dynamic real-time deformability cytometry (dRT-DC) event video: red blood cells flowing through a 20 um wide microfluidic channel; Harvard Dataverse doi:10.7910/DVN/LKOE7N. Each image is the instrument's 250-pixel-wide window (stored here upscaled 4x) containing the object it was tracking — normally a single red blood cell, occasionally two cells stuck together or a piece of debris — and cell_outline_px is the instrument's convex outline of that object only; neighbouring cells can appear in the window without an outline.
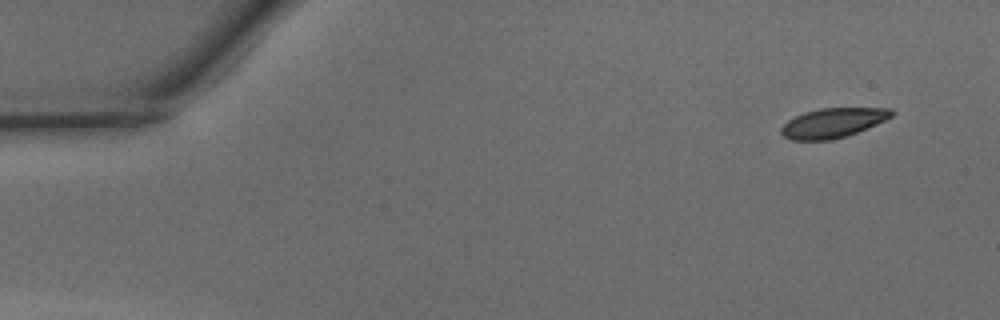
{"species": "common noctule bat (a hibernating species)", "species_latin": "Nyctalus noctula", "temperature_condition": "warm", "stored_images_in_passage": 46, "camera_frame_rate_fps": 3000, "um_per_image_px": 0.085, "animal": {"sex": "male", "body_mass_g": 15.6}, "frame": {"image": 1, "passage_image": 1, "time_ms": 0.0, "image_size_px": [1000, 320], "cell_outline_px": [[896, 112], [892, 116], [876, 124], [856, 132], [832, 140], [792, 140], [784, 136], [780, 132], [780, 128], [788, 120], [804, 112], [820, 108], [892, 108]], "centroid_in_image_um": [70.79, 10.43], "position_along_channel_um": 14.2, "area_um2": 18.9}}
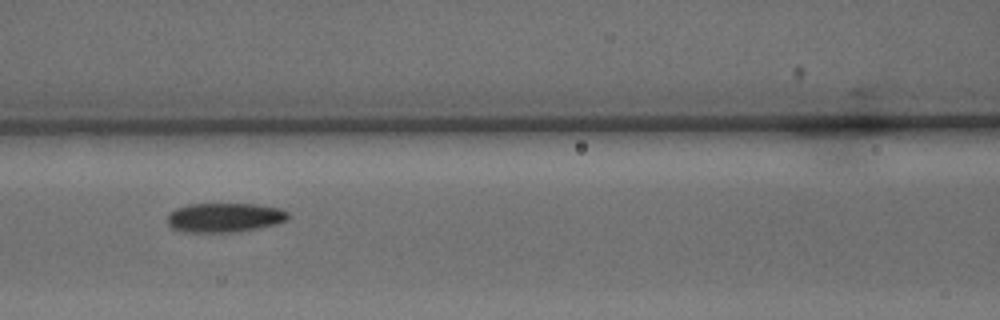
{"frame": {"image": 2, "passage_image": 19, "time_ms": 6.0, "image_size_px": [1000, 320], "cell_outline_px": [[288, 220], [276, 224], [236, 232], [184, 232], [172, 228], [168, 224], [168, 212], [176, 208], [188, 204], [256, 204], [280, 208], [288, 212]], "centroid_in_image_um": [19.07, 18.49], "position_along_channel_um": 147.5, "area_um2": 20.69}}
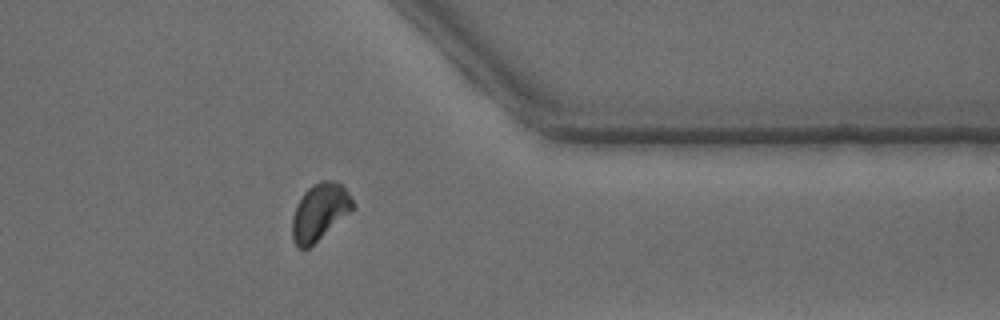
{"frame": {"image": 3, "passage_image": 37, "time_ms": 12.0, "image_size_px": [1000, 320], "cell_outline_px": [[356, 204], [348, 212], [308, 248], [296, 248], [292, 240], [292, 216], [296, 204], [304, 192], [312, 184], [320, 180], [336, 180], [348, 192]], "centroid_in_image_um": [27.12, 17.98], "position_along_channel_um": 384.3, "area_um2": 19.77}, "authors_computed_cell_mechanics": {"area_um2": 20.4323, "velocity_mm_per_s": 4.1426, "shape_relaxation_time_tau1_ms": 3.9486, "shape_relaxation_time_tau2_ms": null, "deformation_change_tau1": 0.1039, "deformation_change_tau2": null}}